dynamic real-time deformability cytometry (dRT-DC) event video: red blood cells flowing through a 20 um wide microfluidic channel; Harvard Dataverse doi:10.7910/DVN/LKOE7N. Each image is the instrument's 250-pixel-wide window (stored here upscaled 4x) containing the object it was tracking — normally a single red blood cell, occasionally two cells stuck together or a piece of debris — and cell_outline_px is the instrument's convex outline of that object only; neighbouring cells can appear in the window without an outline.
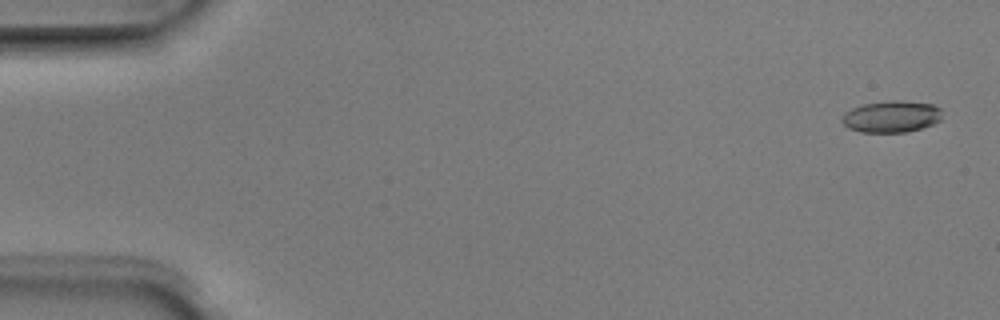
{"species": "Egyptian fruit bat (a non-hibernating species)", "species_latin": "Rousettus aegyptiacus", "temperature_condition": "room temperature", "stored_images_in_passage": 6, "camera_frame_rate_fps": 3000, "um_per_image_px": 0.085, "animal": {"sex": "male"}, "frame": {"image": 1, "passage_image": 1, "time_ms": 0.0, "image_size_px": [1000, 320], "cell_outline_px": [[940, 120], [932, 124], [920, 128], [904, 132], [860, 132], [848, 128], [840, 120], [840, 116], [844, 112], [852, 108], [864, 104], [892, 100], [900, 100], [932, 104], [940, 108]], "centroid_in_image_um": [75.71, 9.9], "position_along_channel_um": 9.3, "area_um2": 18.44}}
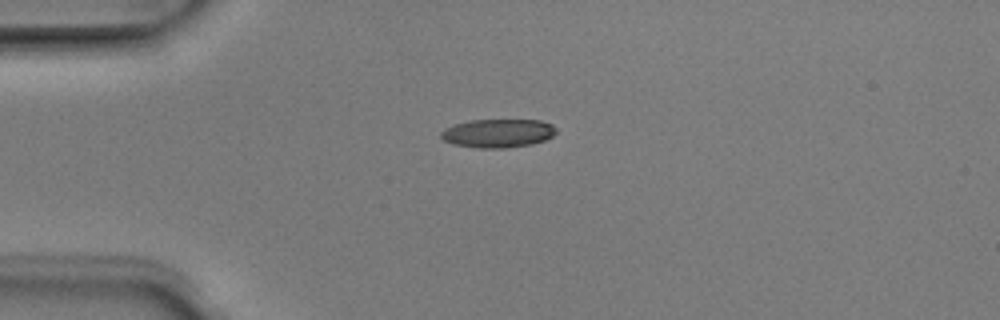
{"frame": {"image": 2, "passage_image": 4, "time_ms": 1.0, "image_size_px": [1000, 320], "cell_outline_px": [[556, 132], [552, 136], [544, 140], [532, 144], [504, 148], [480, 148], [452, 144], [444, 140], [440, 136], [440, 132], [444, 128], [452, 124], [468, 120], [540, 120], [552, 124], [556, 128]], "centroid_in_image_um": [42.29, 11.32], "position_along_channel_um": 42.7, "area_um2": 19.31}}
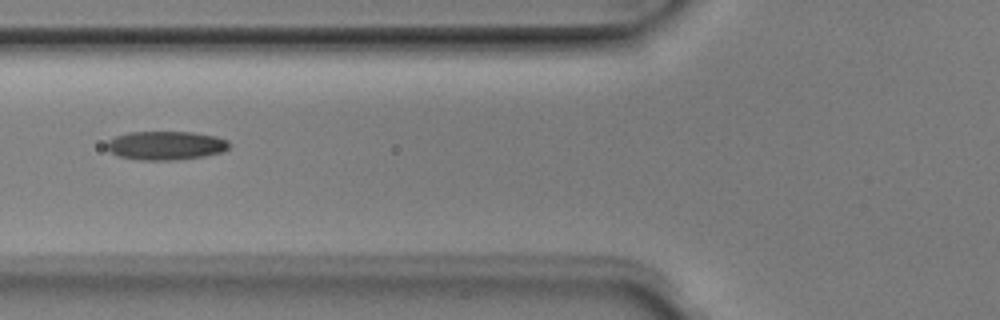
{"frame": {"image": 3, "passage_image": 6, "time_ms": 1.667, "image_size_px": [1000, 320], "cell_outline_px": [[228, 148], [220, 152], [204, 156], [176, 160], [140, 160], [120, 156], [104, 148], [104, 144], [108, 140], [116, 136], [128, 132], [192, 132], [216, 136], [228, 140]], "centroid_in_image_um": [14.05, 12.36], "position_along_channel_um": 111.8, "area_um2": 20.52}}